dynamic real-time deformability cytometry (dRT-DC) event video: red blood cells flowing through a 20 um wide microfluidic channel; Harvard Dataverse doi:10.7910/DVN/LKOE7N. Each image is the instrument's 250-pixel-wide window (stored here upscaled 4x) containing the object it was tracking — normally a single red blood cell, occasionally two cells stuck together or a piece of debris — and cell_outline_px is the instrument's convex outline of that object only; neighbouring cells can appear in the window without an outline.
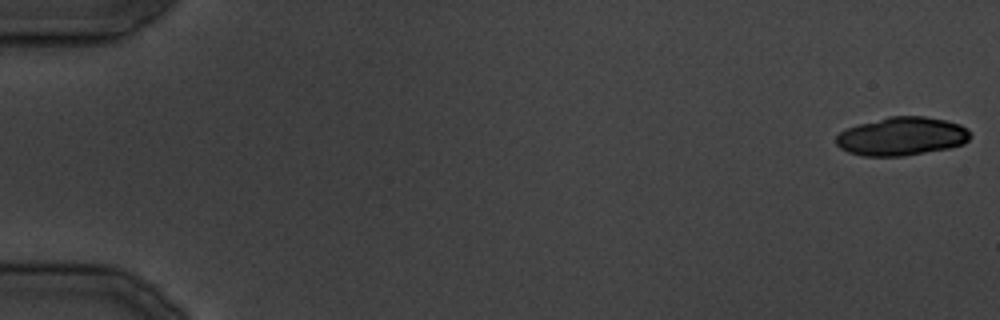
{"species": "common noctule bat (a hibernating species)", "species_latin": "Nyctalus noctula", "temperature_condition": "cold", "stored_images_in_passage": 8, "camera_frame_rate_fps": 3000, "um_per_image_px": 0.085, "animal": {"sex": "male", "body_mass_g": 19.5, "forearm_length_mm": 54.6}, "frame": {"image": 1, "passage_image": 1, "time_ms": 0.0, "image_size_px": [1000, 320], "cell_outline_px": [[972, 136], [964, 144], [948, 148], [904, 156], [864, 156], [848, 152], [840, 148], [836, 144], [836, 136], [840, 132], [848, 128], [860, 124], [888, 116], [924, 116], [944, 120], [960, 124], [968, 128]], "centroid_in_image_um": [76.67, 11.59], "position_along_channel_um": 8.3, "area_um2": 30.06}}